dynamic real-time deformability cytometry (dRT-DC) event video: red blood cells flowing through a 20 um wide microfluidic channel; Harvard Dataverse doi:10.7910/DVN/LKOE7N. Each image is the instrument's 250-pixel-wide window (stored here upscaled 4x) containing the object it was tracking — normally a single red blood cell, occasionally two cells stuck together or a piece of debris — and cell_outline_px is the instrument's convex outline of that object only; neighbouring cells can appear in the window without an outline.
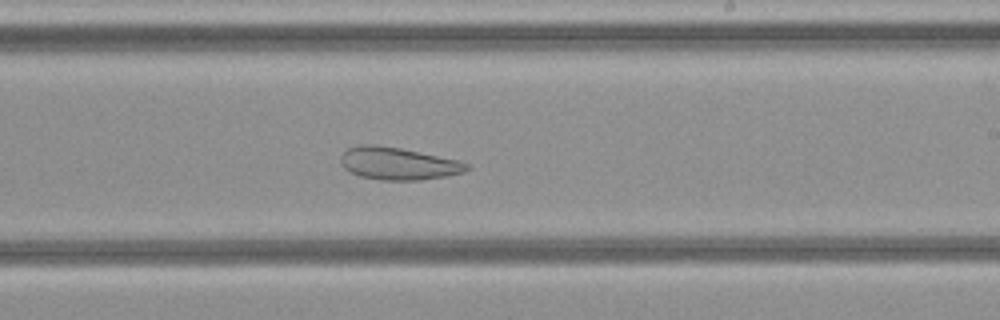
{"species": "common noctule bat (a hibernating species)", "species_latin": "Nyctalus noctula", "temperature_condition": "cold", "stored_images_in_passage": 36, "camera_frame_rate_fps": 3000, "um_per_image_px": 0.085, "animal": {"sex": "female", "body_mass_g": 21.9}, "frame": {"image": 1, "passage_image": 21, "time_ms": 6.667, "image_size_px": [1000, 320], "cell_outline_px": [[468, 168], [464, 172], [444, 176], [420, 180], [380, 180], [360, 176], [344, 168], [340, 160], [340, 156], [348, 148], [360, 144], [376, 144], [400, 148], [456, 160], [468, 164]], "centroid_in_image_um": [33.78, 13.9], "position_along_channel_um": 255.2, "area_um2": 23.52}}